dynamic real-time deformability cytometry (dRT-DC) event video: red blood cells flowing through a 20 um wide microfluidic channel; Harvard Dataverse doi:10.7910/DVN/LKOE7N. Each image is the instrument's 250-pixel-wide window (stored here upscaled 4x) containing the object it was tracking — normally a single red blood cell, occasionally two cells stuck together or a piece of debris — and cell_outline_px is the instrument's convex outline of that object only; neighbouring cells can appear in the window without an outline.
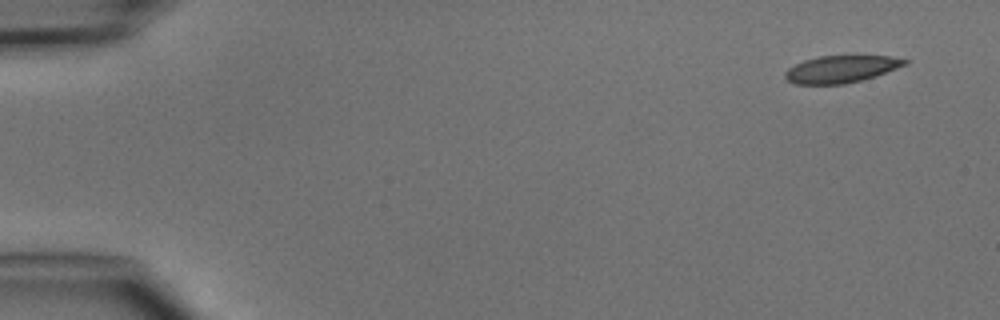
{"species": "common noctule bat (a hibernating species)", "species_latin": "Nyctalus noctula", "temperature_condition": "cold", "stored_images_in_passage": 4, "camera_frame_rate_fps": 3000, "um_per_image_px": 0.085, "animal": {"sex": "male", "body_mass_g": 15.6}, "frame": {"image": 1, "passage_image": 1, "time_ms": 0.0, "image_size_px": [1000, 320], "cell_outline_px": [[908, 64], [876, 76], [844, 84], [796, 84], [788, 80], [784, 76], [784, 72], [788, 68], [804, 60], [820, 56], [888, 56], [908, 60]], "centroid_in_image_um": [71.49, 5.87], "position_along_channel_um": 13.5, "area_um2": 18.79}}
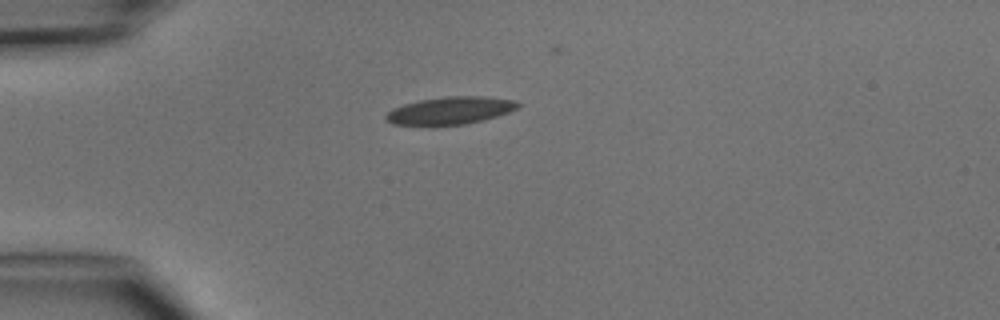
{"frame": {"image": 2, "passage_image": 4, "time_ms": 3.333, "image_size_px": [1000, 320], "cell_outline_px": [[520, 104], [516, 108], [508, 112], [484, 120], [464, 124], [432, 128], [392, 124], [384, 120], [384, 116], [392, 108], [404, 104], [420, 100], [444, 96], [488, 96], [516, 100]], "centroid_in_image_um": [38.19, 9.43], "position_along_channel_um": 46.8, "area_um2": 22.02}}